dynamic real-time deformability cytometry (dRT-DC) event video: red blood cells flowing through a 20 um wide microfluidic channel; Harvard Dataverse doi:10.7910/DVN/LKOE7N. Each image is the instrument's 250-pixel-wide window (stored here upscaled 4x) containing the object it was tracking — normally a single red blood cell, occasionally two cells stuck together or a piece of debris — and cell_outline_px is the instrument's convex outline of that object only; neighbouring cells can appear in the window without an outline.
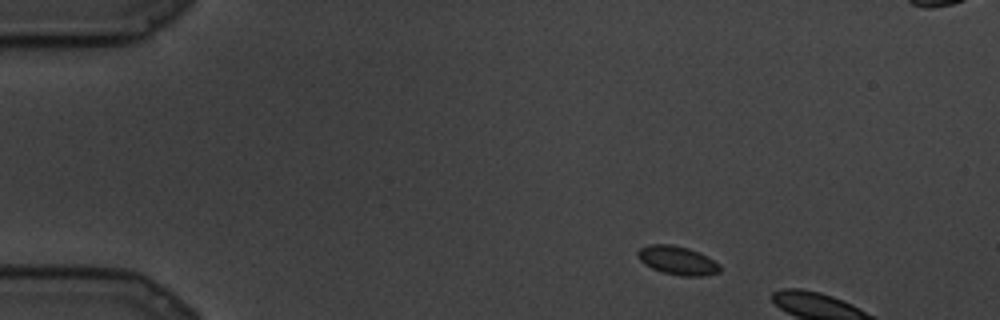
{"species": "common noctule bat (a hibernating species)", "species_latin": "Nyctalus noctula", "temperature_condition": "cold", "stored_images_in_passage": 6, "camera_frame_rate_fps": 3000, "um_per_image_px": 0.085, "animal": {"sex": "male", "body_mass_g": 19.5, "forearm_length_mm": 54.6}, "frame": {"image": 1, "passage_image": 1, "time_ms": 0.0, "image_size_px": [1000, 320], "cell_outline_px": [[720, 272], [704, 276], [680, 276], [664, 272], [652, 268], [644, 264], [636, 256], [636, 252], [640, 248], [648, 244], [672, 244], [688, 248], [700, 252], [720, 264]], "centroid_in_image_um": [57.57, 22.13], "position_along_channel_um": 27.4, "area_um2": 13.87}}